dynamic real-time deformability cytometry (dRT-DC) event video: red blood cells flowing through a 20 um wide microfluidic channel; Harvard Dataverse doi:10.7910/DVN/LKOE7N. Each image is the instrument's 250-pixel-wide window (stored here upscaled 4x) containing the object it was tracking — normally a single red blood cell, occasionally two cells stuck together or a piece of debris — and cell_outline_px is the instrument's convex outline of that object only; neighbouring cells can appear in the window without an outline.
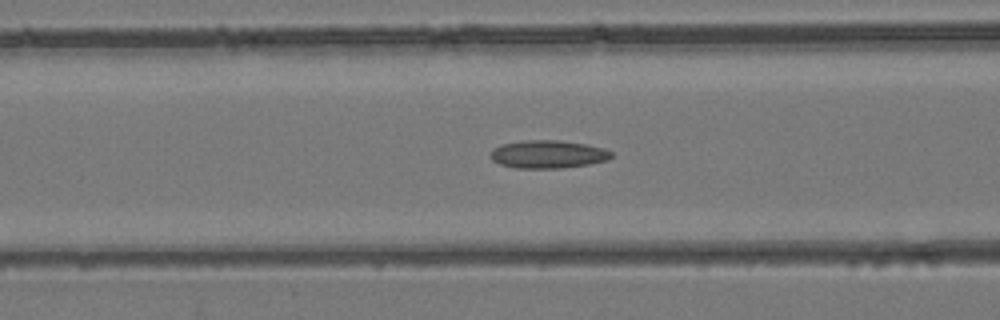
{"species": "common noctule bat (a hibernating species)", "species_latin": "Nyctalus noctula", "temperature_condition": "room temperature", "stored_images_in_passage": 44, "camera_frame_rate_fps": 3000, "um_per_image_px": 0.085, "animal": {"sex": "female", "body_mass_g": 24.6, "forearm_length_mm": 56.2}, "frame": {"image": 1, "passage_image": 18, "time_ms": 5.667, "image_size_px": [1000, 320], "cell_outline_px": [[612, 156], [608, 160], [588, 164], [560, 168], [516, 168], [500, 164], [492, 160], [492, 148], [500, 144], [520, 140], [560, 140], [584, 144], [604, 148], [612, 152]], "centroid_in_image_um": [46.56, 13.1], "position_along_channel_um": 120.0, "area_um2": 19.71}}
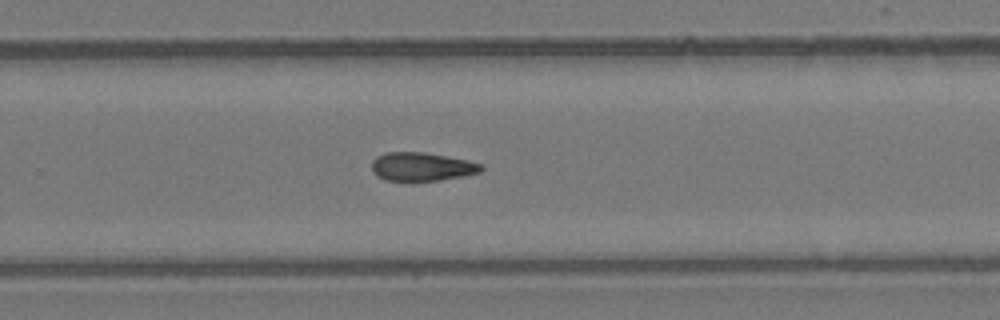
{"frame": {"image": 2, "passage_image": 29, "time_ms": 9.333, "image_size_px": [1000, 320], "cell_outline_px": [[484, 168], [480, 172], [440, 180], [412, 184], [384, 180], [376, 176], [372, 172], [372, 160], [376, 156], [384, 152], [424, 152], [448, 156], [468, 160], [480, 164]], "centroid_in_image_um": [35.77, 14.2], "position_along_channel_um": 294.0, "area_um2": 18.96}}
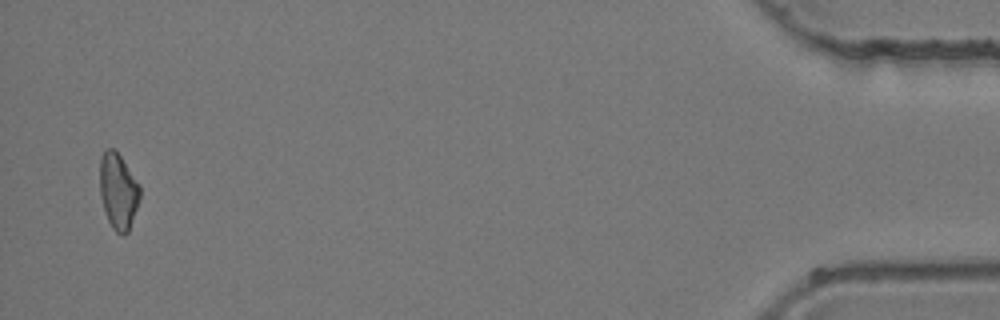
{"frame": {"image": 3, "passage_image": 43, "time_ms": 14.0, "image_size_px": [1000, 320], "cell_outline_px": [[140, 196], [128, 232], [124, 236], [120, 236], [112, 228], [108, 220], [100, 196], [100, 156], [108, 148], [116, 148], [140, 184]], "centroid_in_image_um": [10.05, 16.22], "position_along_channel_um": 425.2, "area_um2": 17.92}}